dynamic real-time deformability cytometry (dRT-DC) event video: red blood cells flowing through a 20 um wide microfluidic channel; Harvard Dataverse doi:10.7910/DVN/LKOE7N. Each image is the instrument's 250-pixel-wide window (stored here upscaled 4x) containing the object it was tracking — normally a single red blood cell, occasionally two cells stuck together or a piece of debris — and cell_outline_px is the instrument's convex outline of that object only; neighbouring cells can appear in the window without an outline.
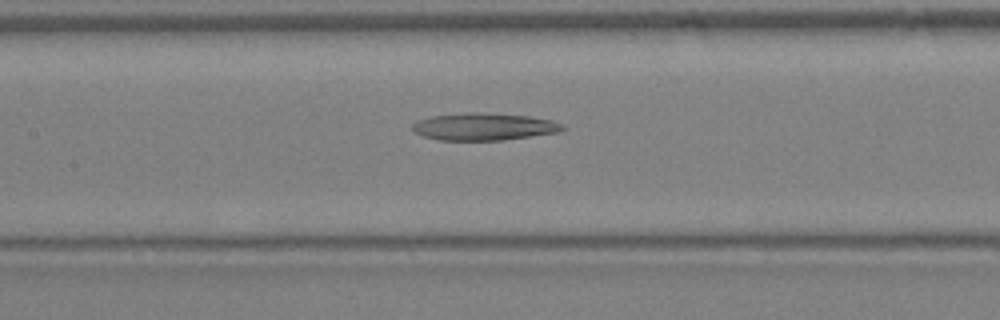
{"species": "Egyptian fruit bat (a non-hibernating species)", "species_latin": "Rousettus aegyptiacus", "temperature_condition": "warm", "stored_images_in_passage": 25, "camera_frame_rate_fps": 3000, "um_per_image_px": 0.085, "animal": {"sex": "female"}, "frame": {"image": 1, "passage_image": 7, "time_ms": 2.0, "image_size_px": [1000, 320], "cell_outline_px": [[568, 128], [560, 132], [504, 140], [440, 140], [424, 136], [412, 132], [412, 124], [416, 120], [432, 116], [528, 116], [552, 120], [564, 124]], "centroid_in_image_um": [41.19, 10.84], "position_along_channel_um": 166.2, "area_um2": 22.54}}
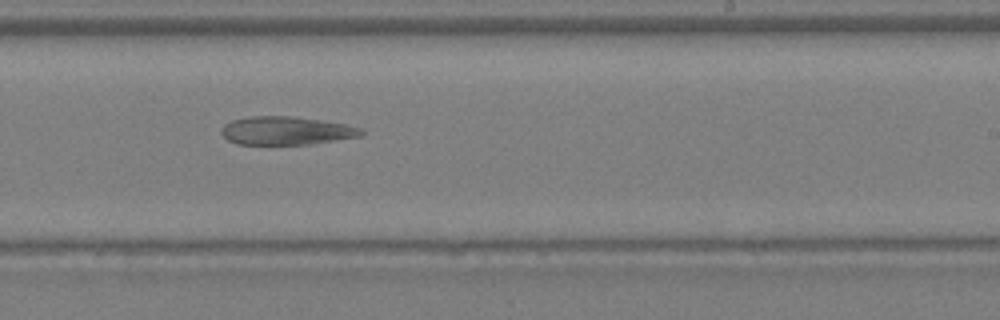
{"frame": {"image": 2, "passage_image": 12, "time_ms": 3.667, "image_size_px": [1000, 320], "cell_outline_px": [[364, 132], [360, 136], [308, 144], [236, 144], [228, 140], [220, 132], [232, 120], [252, 116], [292, 116], [344, 124], [360, 128]], "centroid_in_image_um": [24.31, 11.11], "position_along_channel_um": 264.7, "area_um2": 22.54}}
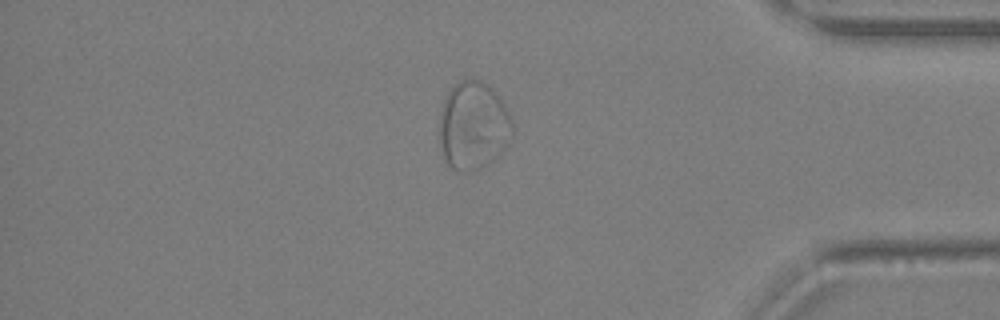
{"frame": {"image": 3, "passage_image": 20, "time_ms": 6.333, "image_size_px": [1000, 320], "cell_outline_px": [[512, 136], [508, 144], [484, 168], [472, 172], [456, 172], [444, 160], [440, 148], [440, 108], [448, 92], [460, 80], [480, 80], [492, 88], [496, 92], [504, 104], [512, 120]], "centroid_in_image_um": [40.22, 10.72], "position_along_channel_um": 395.0, "area_um2": 37.74}}